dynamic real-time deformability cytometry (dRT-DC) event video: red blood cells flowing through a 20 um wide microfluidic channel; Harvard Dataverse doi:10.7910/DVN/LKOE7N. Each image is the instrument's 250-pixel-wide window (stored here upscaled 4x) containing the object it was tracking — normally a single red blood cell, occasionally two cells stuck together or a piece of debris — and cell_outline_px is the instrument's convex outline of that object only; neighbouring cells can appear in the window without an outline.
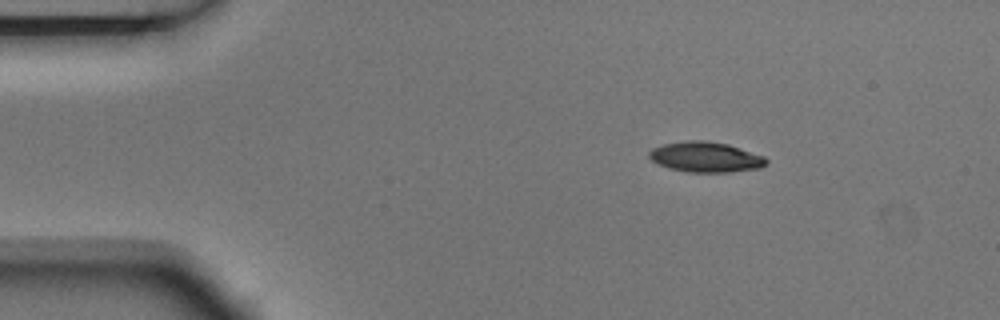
{"species": "Egyptian fruit bat (a non-hibernating species)", "species_latin": "Rousettus aegyptiacus", "temperature_condition": "room temperature", "stored_images_in_passage": 5, "segment_of_instrument_passage": [2, 2], "camera_frame_rate_fps": 3000, "um_per_image_px": 0.085, "animal": {"sex": "male"}, "frame": {"image": 1, "passage_image": 5, "time_ms": 1.333, "image_size_px": [1000, 320], "cell_outline_px": [[768, 164], [760, 168], [732, 172], [688, 172], [668, 168], [656, 164], [648, 156], [648, 152], [652, 148], [664, 144], [688, 140], [708, 140], [728, 144], [764, 156], [768, 160]], "centroid_in_image_um": [59.98, 13.35], "position_along_channel_um": 25.0, "area_um2": 20.92}}